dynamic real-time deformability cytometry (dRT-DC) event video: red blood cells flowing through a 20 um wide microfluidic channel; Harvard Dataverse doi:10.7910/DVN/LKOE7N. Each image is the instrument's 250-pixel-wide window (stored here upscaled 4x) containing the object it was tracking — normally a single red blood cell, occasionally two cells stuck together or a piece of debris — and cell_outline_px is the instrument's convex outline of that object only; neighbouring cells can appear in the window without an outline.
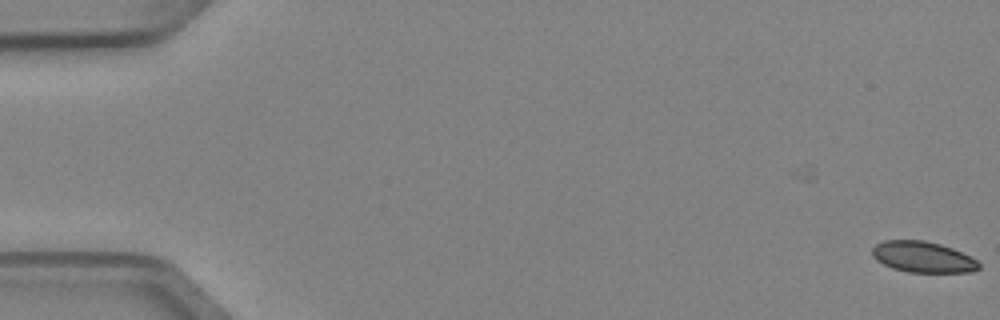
{"species": "Egyptian fruit bat (a non-hibernating species)", "species_latin": "Rousettus aegyptiacus", "temperature_condition": "cold", "stored_images_in_passage": 2, "camera_frame_rate_fps": 3000, "um_per_image_px": 0.085, "animal": {"sex": "female"}, "frame": {"image": 1, "passage_image": 2, "time_ms": 0.333, "image_size_px": [1000, 320], "cell_outline_px": [[980, 268], [972, 272], [908, 272], [892, 268], [876, 260], [872, 256], [872, 248], [876, 244], [884, 240], [924, 240], [940, 244], [952, 248], [976, 260], [980, 264]], "centroid_in_image_um": [78.42, 21.84], "position_along_channel_um": 6.6, "area_um2": 19.19}}